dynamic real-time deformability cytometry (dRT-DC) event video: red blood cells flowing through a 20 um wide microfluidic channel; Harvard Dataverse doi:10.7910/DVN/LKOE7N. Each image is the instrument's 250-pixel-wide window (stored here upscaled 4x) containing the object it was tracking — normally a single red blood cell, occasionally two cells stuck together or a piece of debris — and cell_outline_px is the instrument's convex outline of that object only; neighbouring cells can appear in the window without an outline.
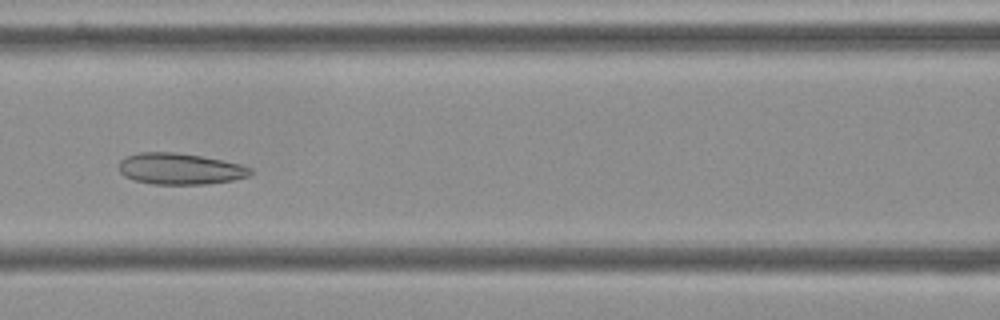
{"species": "Egyptian fruit bat (a non-hibernating species)", "species_latin": "Rousettus aegyptiacus", "temperature_condition": "cold", "stored_images_in_passage": 41, "camera_frame_rate_fps": 3000, "um_per_image_px": 0.085, "frame": {"image": 1, "passage_image": 10, "time_ms": 3.0, "image_size_px": [1000, 320], "cell_outline_px": [[252, 172], [248, 176], [232, 180], [208, 184], [152, 184], [136, 180], [124, 176], [120, 172], [120, 160], [128, 156], [140, 152], [176, 152], [200, 156], [240, 164], [252, 168]], "centroid_in_image_um": [15.3, 14.35], "position_along_channel_um": 151.3, "area_um2": 23.76}}
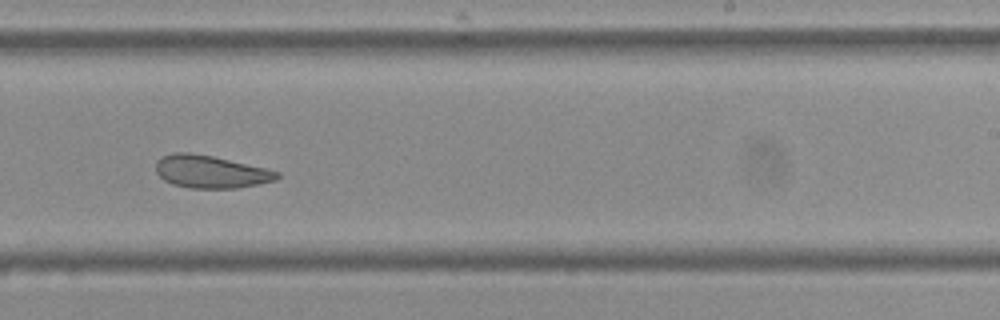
{"frame": {"image": 2, "passage_image": 20, "time_ms": 6.333, "image_size_px": [1000, 320], "cell_outline_px": [[280, 176], [276, 180], [236, 188], [192, 188], [172, 184], [164, 180], [156, 172], [156, 160], [160, 156], [172, 152], [188, 152], [212, 156], [264, 168], [280, 172]], "centroid_in_image_um": [17.85, 14.59], "position_along_channel_um": 271.1, "area_um2": 22.95}}
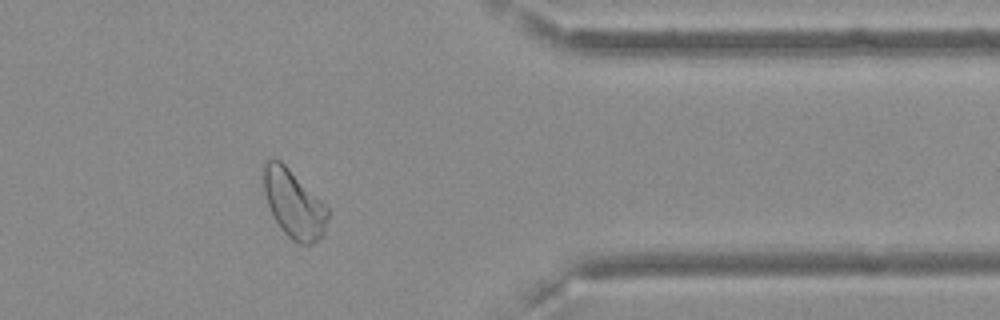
{"frame": {"image": 3, "passage_image": 31, "time_ms": 10.0, "image_size_px": [1000, 320], "cell_outline_px": [[328, 216], [324, 232], [312, 244], [300, 244], [292, 240], [280, 228], [268, 204], [264, 192], [260, 172], [260, 168], [264, 160], [272, 156], [280, 160], [328, 208]], "centroid_in_image_um": [24.89, 17.26], "position_along_channel_um": 386.5, "area_um2": 25.43}, "authors_computed_cell_mechanics": {"area_um2": 25.0852, "velocity_mm_per_s": 3.6057, "shape_relaxation_time_tau1_ms": null, "shape_relaxation_time_tau2_ms": 2.207, "deformation_change_tau1": null, "deformation_change_tau2": 0.0942}}